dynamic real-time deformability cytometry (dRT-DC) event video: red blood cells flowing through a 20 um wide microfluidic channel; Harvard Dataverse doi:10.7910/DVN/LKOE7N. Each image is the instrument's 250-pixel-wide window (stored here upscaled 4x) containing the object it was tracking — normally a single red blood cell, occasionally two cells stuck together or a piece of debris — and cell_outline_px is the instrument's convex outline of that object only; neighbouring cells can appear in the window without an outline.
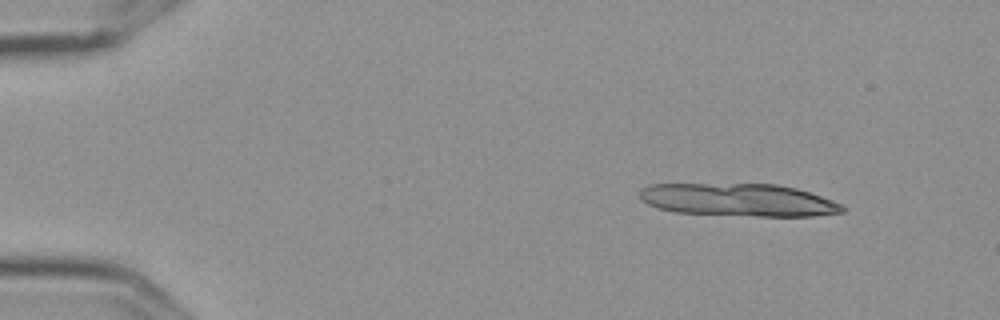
{"species": "Egyptian fruit bat (a non-hibernating species)", "species_latin": "Rousettus aegyptiacus", "temperature_condition": "cold", "stored_images_in_passage": 4, "camera_frame_rate_fps": 3000, "um_per_image_px": 0.085, "frame": {"image": 1, "passage_image": 1, "time_ms": 0.0, "image_size_px": [1000, 320], "cell_outline_px": [[848, 208], [844, 212], [812, 216], [756, 216], [676, 212], [656, 208], [640, 200], [640, 192], [644, 188], [652, 184], [776, 184], [796, 188], [832, 200]], "centroid_in_image_um": [62.78, 17.0], "position_along_channel_um": 22.2, "area_um2": 38.55}}